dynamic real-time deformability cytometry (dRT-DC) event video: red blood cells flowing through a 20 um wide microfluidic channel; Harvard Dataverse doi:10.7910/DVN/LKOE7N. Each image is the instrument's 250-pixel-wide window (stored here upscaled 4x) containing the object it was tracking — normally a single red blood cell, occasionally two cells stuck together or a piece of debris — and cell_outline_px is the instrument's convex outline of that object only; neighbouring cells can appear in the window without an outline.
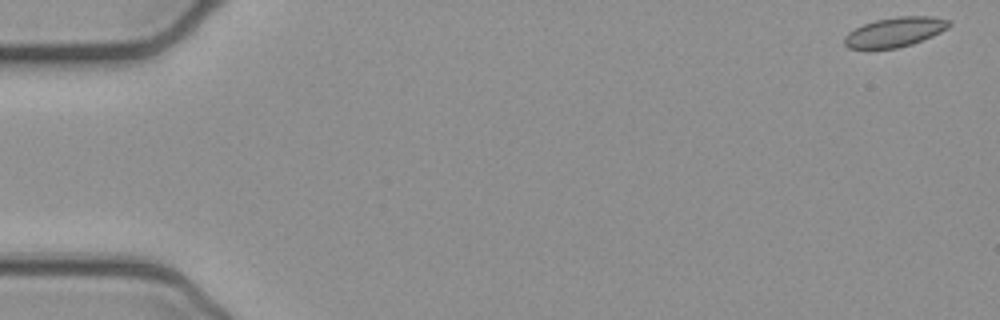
{"species": "common noctule bat (a hibernating species)", "species_latin": "Nyctalus noctula", "temperature_condition": "cold", "stored_images_in_passage": 52, "camera_frame_rate_fps": 3000, "um_per_image_px": 0.085, "animal": {"sex": "female", "body_mass_g": 21.9}, "frame": {"image": 1, "passage_image": 1, "time_ms": 0.0, "image_size_px": [1000, 320], "cell_outline_px": [[952, 24], [948, 28], [932, 36], [912, 44], [896, 48], [848, 48], [844, 44], [844, 36], [848, 32], [864, 24], [876, 20], [896, 16], [932, 16], [948, 20]], "centroid_in_image_um": [76.07, 2.71], "position_along_channel_um": 8.9, "area_um2": 17.92}}
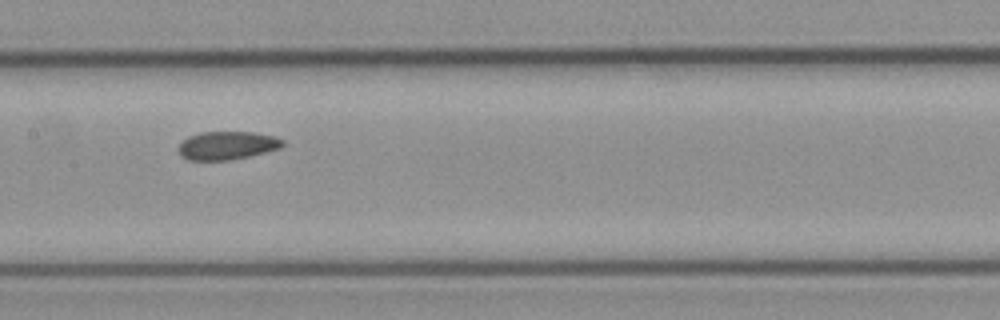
{"frame": {"image": 2, "passage_image": 26, "time_ms": 8.333, "image_size_px": [1000, 320], "cell_outline_px": [[284, 144], [280, 148], [232, 160], [188, 160], [180, 156], [180, 144], [188, 136], [200, 132], [252, 132], [276, 136], [284, 140]], "centroid_in_image_um": [19.32, 12.36], "position_along_channel_um": 188.1, "area_um2": 17.11}}
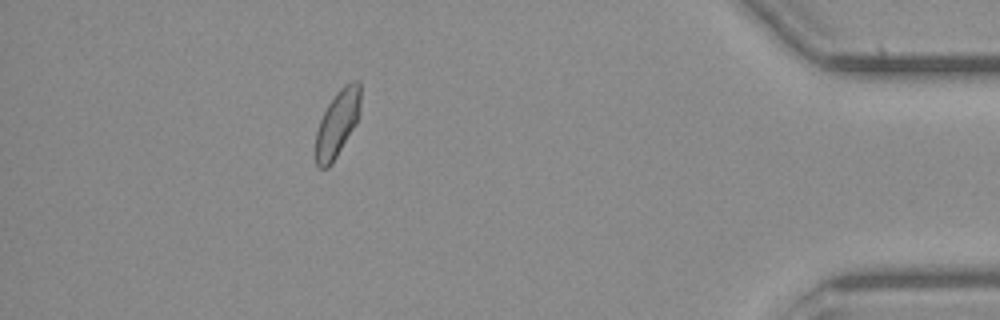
{"frame": {"image": 3, "passage_image": 47, "time_ms": 15.333, "image_size_px": [1000, 320], "cell_outline_px": [[360, 112], [356, 124], [332, 164], [328, 168], [316, 168], [316, 132], [320, 120], [328, 104], [336, 92], [344, 84], [352, 80], [360, 80]], "centroid_in_image_um": [28.69, 10.48], "position_along_channel_um": 406.5, "area_um2": 17.51}, "authors_computed_cell_mechanics": {"area_um2": 17.8602, "velocity_mm_per_s": 3.87, "shape_relaxation_time_tau1_ms": null, "shape_relaxation_time_tau2_ms": 0.8653, "deformation_change_tau1": null, "deformation_change_tau2": 0.0327}}